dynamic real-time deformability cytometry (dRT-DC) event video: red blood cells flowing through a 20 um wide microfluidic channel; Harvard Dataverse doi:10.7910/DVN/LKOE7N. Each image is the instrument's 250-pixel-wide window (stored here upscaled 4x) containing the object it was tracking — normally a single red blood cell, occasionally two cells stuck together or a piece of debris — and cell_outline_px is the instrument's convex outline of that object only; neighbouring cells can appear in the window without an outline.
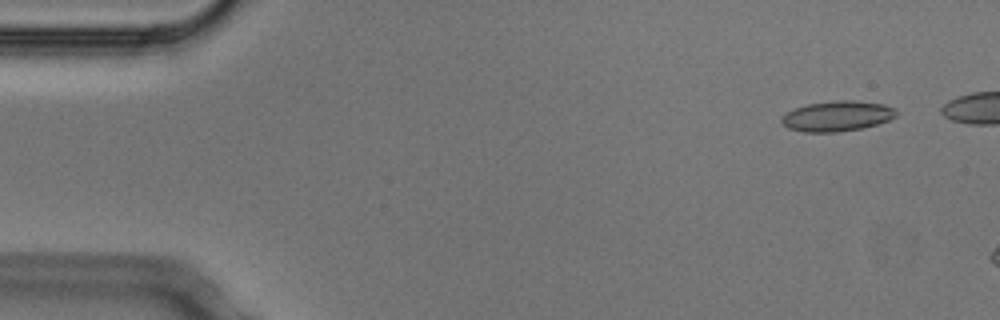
{"species": "Egyptian fruit bat (a non-hibernating species)", "species_latin": "Rousettus aegyptiacus", "temperature_condition": "cold", "stored_images_in_passage": 4, "camera_frame_rate_fps": 3000, "um_per_image_px": 0.085, "animal": {"sex": "male"}, "frame": {"image": 1, "passage_image": 2, "time_ms": 0.333, "image_size_px": [1000, 320], "cell_outline_px": [[900, 112], [896, 116], [888, 120], [876, 124], [860, 128], [836, 132], [804, 132], [788, 128], [780, 120], [780, 116], [784, 112], [792, 108], [804, 104], [836, 100], [852, 100], [884, 104], [896, 108]], "centroid_in_image_um": [71.12, 9.85], "position_along_channel_um": 13.9, "area_um2": 20.58}}